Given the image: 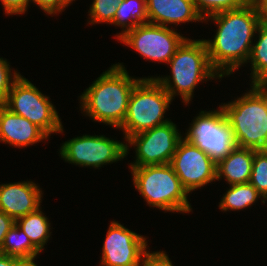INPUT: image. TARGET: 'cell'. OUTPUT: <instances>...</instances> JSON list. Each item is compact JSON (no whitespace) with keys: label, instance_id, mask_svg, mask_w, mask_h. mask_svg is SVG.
Instances as JSON below:
<instances>
[{"label":"cell","instance_id":"1","mask_svg":"<svg viewBox=\"0 0 267 266\" xmlns=\"http://www.w3.org/2000/svg\"><path fill=\"white\" fill-rule=\"evenodd\" d=\"M217 27L213 39H205L212 68L223 78L246 66L259 26L256 7L252 2L222 11L204 19Z\"/></svg>","mask_w":267,"mask_h":266},{"label":"cell","instance_id":"2","mask_svg":"<svg viewBox=\"0 0 267 266\" xmlns=\"http://www.w3.org/2000/svg\"><path fill=\"white\" fill-rule=\"evenodd\" d=\"M130 76L124 63H114L80 96L79 111L96 122L118 129L124 122L134 86L142 79Z\"/></svg>","mask_w":267,"mask_h":266},{"label":"cell","instance_id":"3","mask_svg":"<svg viewBox=\"0 0 267 266\" xmlns=\"http://www.w3.org/2000/svg\"><path fill=\"white\" fill-rule=\"evenodd\" d=\"M170 73L155 78L174 100L180 96L181 102L189 106L194 98V91L199 84L222 77L212 68L206 43L202 39L186 38L167 63Z\"/></svg>","mask_w":267,"mask_h":266},{"label":"cell","instance_id":"4","mask_svg":"<svg viewBox=\"0 0 267 266\" xmlns=\"http://www.w3.org/2000/svg\"><path fill=\"white\" fill-rule=\"evenodd\" d=\"M250 89L234 100L220 103L237 147L267 150V84Z\"/></svg>","mask_w":267,"mask_h":266},{"label":"cell","instance_id":"5","mask_svg":"<svg viewBox=\"0 0 267 266\" xmlns=\"http://www.w3.org/2000/svg\"><path fill=\"white\" fill-rule=\"evenodd\" d=\"M133 187L151 208L164 213L193 212L188 195L170 164L128 167Z\"/></svg>","mask_w":267,"mask_h":266},{"label":"cell","instance_id":"6","mask_svg":"<svg viewBox=\"0 0 267 266\" xmlns=\"http://www.w3.org/2000/svg\"><path fill=\"white\" fill-rule=\"evenodd\" d=\"M172 102L171 96L155 78L142 77L131 92L125 120L116 130L122 131V139L127 140L130 136L165 124L171 121L165 114Z\"/></svg>","mask_w":267,"mask_h":266},{"label":"cell","instance_id":"7","mask_svg":"<svg viewBox=\"0 0 267 266\" xmlns=\"http://www.w3.org/2000/svg\"><path fill=\"white\" fill-rule=\"evenodd\" d=\"M49 98V95L43 94L34 83L21 75L13 83L3 105L12 113L36 124L50 137L65 131L58 110Z\"/></svg>","mask_w":267,"mask_h":266},{"label":"cell","instance_id":"8","mask_svg":"<svg viewBox=\"0 0 267 266\" xmlns=\"http://www.w3.org/2000/svg\"><path fill=\"white\" fill-rule=\"evenodd\" d=\"M183 138L200 148L216 164L236 147L233 131L220 107L200 110L189 123Z\"/></svg>","mask_w":267,"mask_h":266},{"label":"cell","instance_id":"9","mask_svg":"<svg viewBox=\"0 0 267 266\" xmlns=\"http://www.w3.org/2000/svg\"><path fill=\"white\" fill-rule=\"evenodd\" d=\"M125 142L104 134H82L63 142L58 153L61 160L69 164L100 169L127 159Z\"/></svg>","mask_w":267,"mask_h":266},{"label":"cell","instance_id":"10","mask_svg":"<svg viewBox=\"0 0 267 266\" xmlns=\"http://www.w3.org/2000/svg\"><path fill=\"white\" fill-rule=\"evenodd\" d=\"M172 120L130 136L126 140V156L132 146L135 160L128 167L170 164L179 141L183 138ZM130 147V148H129Z\"/></svg>","mask_w":267,"mask_h":266},{"label":"cell","instance_id":"11","mask_svg":"<svg viewBox=\"0 0 267 266\" xmlns=\"http://www.w3.org/2000/svg\"><path fill=\"white\" fill-rule=\"evenodd\" d=\"M176 29L150 23L139 24L118 39L145 61L167 64L187 38Z\"/></svg>","mask_w":267,"mask_h":266},{"label":"cell","instance_id":"12","mask_svg":"<svg viewBox=\"0 0 267 266\" xmlns=\"http://www.w3.org/2000/svg\"><path fill=\"white\" fill-rule=\"evenodd\" d=\"M147 239L149 238L131 231L119 221H110L99 265L143 266L145 258L150 253Z\"/></svg>","mask_w":267,"mask_h":266},{"label":"cell","instance_id":"13","mask_svg":"<svg viewBox=\"0 0 267 266\" xmlns=\"http://www.w3.org/2000/svg\"><path fill=\"white\" fill-rule=\"evenodd\" d=\"M170 165L189 194L216 182L217 164L184 138L179 141Z\"/></svg>","mask_w":267,"mask_h":266},{"label":"cell","instance_id":"14","mask_svg":"<svg viewBox=\"0 0 267 266\" xmlns=\"http://www.w3.org/2000/svg\"><path fill=\"white\" fill-rule=\"evenodd\" d=\"M44 192L38 183L23 180L0 184V210L15 221L41 207Z\"/></svg>","mask_w":267,"mask_h":266},{"label":"cell","instance_id":"15","mask_svg":"<svg viewBox=\"0 0 267 266\" xmlns=\"http://www.w3.org/2000/svg\"><path fill=\"white\" fill-rule=\"evenodd\" d=\"M41 128L28 119L12 113L0 105V142L12 148H27L50 139Z\"/></svg>","mask_w":267,"mask_h":266},{"label":"cell","instance_id":"16","mask_svg":"<svg viewBox=\"0 0 267 266\" xmlns=\"http://www.w3.org/2000/svg\"><path fill=\"white\" fill-rule=\"evenodd\" d=\"M146 10L148 23L176 30L179 24L204 22L193 0H146Z\"/></svg>","mask_w":267,"mask_h":266},{"label":"cell","instance_id":"17","mask_svg":"<svg viewBox=\"0 0 267 266\" xmlns=\"http://www.w3.org/2000/svg\"><path fill=\"white\" fill-rule=\"evenodd\" d=\"M255 149L235 147L216 166V181L228 185L249 183Z\"/></svg>","mask_w":267,"mask_h":266},{"label":"cell","instance_id":"18","mask_svg":"<svg viewBox=\"0 0 267 266\" xmlns=\"http://www.w3.org/2000/svg\"><path fill=\"white\" fill-rule=\"evenodd\" d=\"M218 203V209L223 213L230 211H244L260 200L267 203L265 198L250 183L229 185Z\"/></svg>","mask_w":267,"mask_h":266},{"label":"cell","instance_id":"19","mask_svg":"<svg viewBox=\"0 0 267 266\" xmlns=\"http://www.w3.org/2000/svg\"><path fill=\"white\" fill-rule=\"evenodd\" d=\"M42 211V207H39L36 211L16 220L17 226L25 232L41 252L45 250V245L52 238L51 222Z\"/></svg>","mask_w":267,"mask_h":266},{"label":"cell","instance_id":"20","mask_svg":"<svg viewBox=\"0 0 267 266\" xmlns=\"http://www.w3.org/2000/svg\"><path fill=\"white\" fill-rule=\"evenodd\" d=\"M148 23L146 0H122L117 6L115 18L111 25L120 27L115 39L118 40L128 30L134 29L139 24Z\"/></svg>","mask_w":267,"mask_h":266},{"label":"cell","instance_id":"21","mask_svg":"<svg viewBox=\"0 0 267 266\" xmlns=\"http://www.w3.org/2000/svg\"><path fill=\"white\" fill-rule=\"evenodd\" d=\"M248 63L251 67L249 84H267V25L259 23Z\"/></svg>","mask_w":267,"mask_h":266},{"label":"cell","instance_id":"22","mask_svg":"<svg viewBox=\"0 0 267 266\" xmlns=\"http://www.w3.org/2000/svg\"><path fill=\"white\" fill-rule=\"evenodd\" d=\"M0 253L19 259H30L38 257L42 252L15 223L5 235Z\"/></svg>","mask_w":267,"mask_h":266},{"label":"cell","instance_id":"23","mask_svg":"<svg viewBox=\"0 0 267 266\" xmlns=\"http://www.w3.org/2000/svg\"><path fill=\"white\" fill-rule=\"evenodd\" d=\"M88 10V20L87 24L97 25V24H109L113 23L115 14L117 11V6L119 2L117 1H107V0H92Z\"/></svg>","mask_w":267,"mask_h":266},{"label":"cell","instance_id":"24","mask_svg":"<svg viewBox=\"0 0 267 266\" xmlns=\"http://www.w3.org/2000/svg\"><path fill=\"white\" fill-rule=\"evenodd\" d=\"M249 183L252 184L267 201V150H256L254 152Z\"/></svg>","mask_w":267,"mask_h":266},{"label":"cell","instance_id":"25","mask_svg":"<svg viewBox=\"0 0 267 266\" xmlns=\"http://www.w3.org/2000/svg\"><path fill=\"white\" fill-rule=\"evenodd\" d=\"M196 9L203 19L228 10H235L245 6L248 0H193Z\"/></svg>","mask_w":267,"mask_h":266},{"label":"cell","instance_id":"26","mask_svg":"<svg viewBox=\"0 0 267 266\" xmlns=\"http://www.w3.org/2000/svg\"><path fill=\"white\" fill-rule=\"evenodd\" d=\"M13 69L6 58L0 57V105L6 102L13 83L21 76Z\"/></svg>","mask_w":267,"mask_h":266},{"label":"cell","instance_id":"27","mask_svg":"<svg viewBox=\"0 0 267 266\" xmlns=\"http://www.w3.org/2000/svg\"><path fill=\"white\" fill-rule=\"evenodd\" d=\"M31 3L39 7L45 13L44 15L48 14L51 17L62 14L69 7L64 0H31Z\"/></svg>","mask_w":267,"mask_h":266},{"label":"cell","instance_id":"28","mask_svg":"<svg viewBox=\"0 0 267 266\" xmlns=\"http://www.w3.org/2000/svg\"><path fill=\"white\" fill-rule=\"evenodd\" d=\"M6 16L21 15L28 12L31 0H0Z\"/></svg>","mask_w":267,"mask_h":266},{"label":"cell","instance_id":"29","mask_svg":"<svg viewBox=\"0 0 267 266\" xmlns=\"http://www.w3.org/2000/svg\"><path fill=\"white\" fill-rule=\"evenodd\" d=\"M173 261L164 250L151 251L144 260L143 266H174Z\"/></svg>","mask_w":267,"mask_h":266},{"label":"cell","instance_id":"30","mask_svg":"<svg viewBox=\"0 0 267 266\" xmlns=\"http://www.w3.org/2000/svg\"><path fill=\"white\" fill-rule=\"evenodd\" d=\"M15 223L16 221L13 218L0 210V249L3 244L5 235Z\"/></svg>","mask_w":267,"mask_h":266},{"label":"cell","instance_id":"31","mask_svg":"<svg viewBox=\"0 0 267 266\" xmlns=\"http://www.w3.org/2000/svg\"><path fill=\"white\" fill-rule=\"evenodd\" d=\"M256 7L259 23L267 25V0H253Z\"/></svg>","mask_w":267,"mask_h":266},{"label":"cell","instance_id":"32","mask_svg":"<svg viewBox=\"0 0 267 266\" xmlns=\"http://www.w3.org/2000/svg\"><path fill=\"white\" fill-rule=\"evenodd\" d=\"M19 258L0 253V266H15Z\"/></svg>","mask_w":267,"mask_h":266},{"label":"cell","instance_id":"33","mask_svg":"<svg viewBox=\"0 0 267 266\" xmlns=\"http://www.w3.org/2000/svg\"><path fill=\"white\" fill-rule=\"evenodd\" d=\"M37 257L35 258H30V259H20L15 266H38L37 262ZM36 261V262H35Z\"/></svg>","mask_w":267,"mask_h":266},{"label":"cell","instance_id":"34","mask_svg":"<svg viewBox=\"0 0 267 266\" xmlns=\"http://www.w3.org/2000/svg\"><path fill=\"white\" fill-rule=\"evenodd\" d=\"M68 5H71L72 3H74L75 0H64Z\"/></svg>","mask_w":267,"mask_h":266},{"label":"cell","instance_id":"35","mask_svg":"<svg viewBox=\"0 0 267 266\" xmlns=\"http://www.w3.org/2000/svg\"><path fill=\"white\" fill-rule=\"evenodd\" d=\"M107 1H117L120 3L122 0H107Z\"/></svg>","mask_w":267,"mask_h":266}]
</instances>
